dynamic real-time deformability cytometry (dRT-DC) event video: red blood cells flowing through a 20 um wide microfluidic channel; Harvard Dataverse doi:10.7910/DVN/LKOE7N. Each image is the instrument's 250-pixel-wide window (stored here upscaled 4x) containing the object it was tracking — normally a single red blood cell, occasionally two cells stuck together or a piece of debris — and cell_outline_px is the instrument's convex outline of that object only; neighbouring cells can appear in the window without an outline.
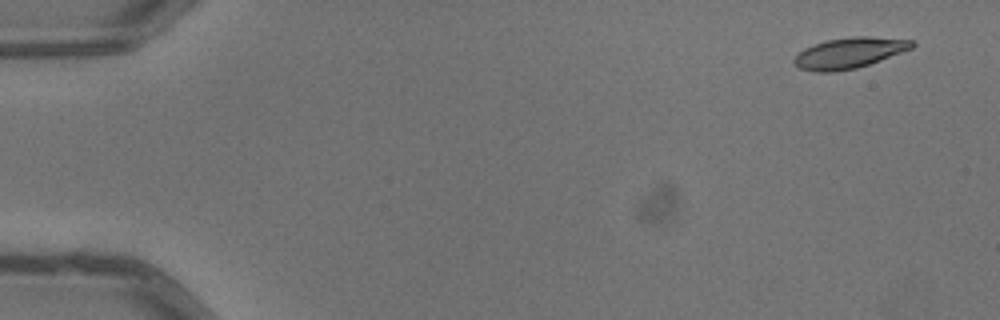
{"species": "common noctule bat (a hibernating species)", "species_latin": "Nyctalus noctula", "temperature_condition": "warm", "stored_images_in_passage": 6, "camera_frame_rate_fps": 3000, "um_per_image_px": 0.085, "animal": {"sex": "male", "body_mass_g": 13.3}, "frame": {"image": 1, "passage_image": 1, "time_ms": 0.0, "image_size_px": [1000, 320], "cell_outline_px": [[916, 44], [912, 48], [880, 60], [856, 68], [832, 72], [816, 72], [800, 68], [792, 60], [804, 48], [812, 44], [828, 40], [852, 36], [868, 36], [912, 40]], "centroid_in_image_um": [72.18, 4.49], "position_along_channel_um": 12.8, "area_um2": 20.92}}
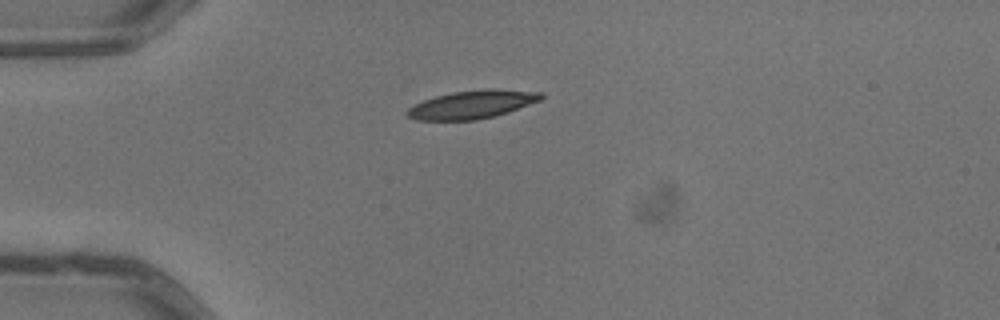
{"frame": {"image": 2, "passage_image": 4, "time_ms": 1.0, "image_size_px": [1000, 320], "cell_outline_px": [[544, 96], [540, 100], [508, 112], [496, 116], [476, 120], [416, 120], [408, 116], [404, 112], [408, 108], [424, 100], [436, 96], [452, 92], [488, 88], [492, 88], [544, 92]], "centroid_in_image_um": [40.15, 8.87], "position_along_channel_um": 44.8, "area_um2": 22.08}}
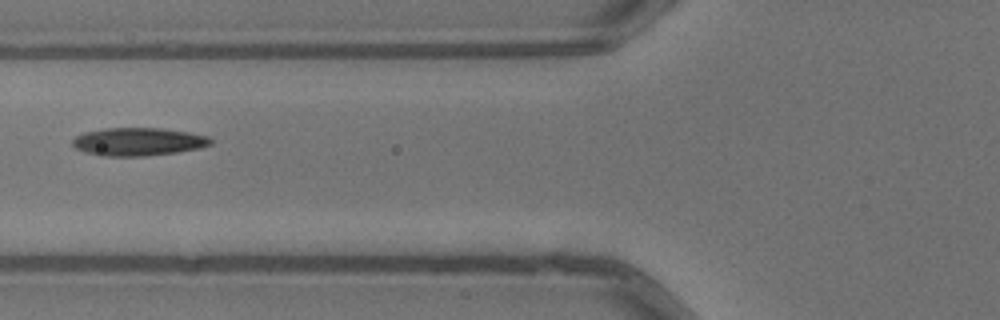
{"frame": {"image": 3, "passage_image": 6, "time_ms": 1.667, "image_size_px": [1000, 320], "cell_outline_px": [[212, 144], [200, 148], [176, 152], [144, 156], [100, 156], [84, 152], [76, 148], [72, 144], [72, 140], [76, 136], [84, 132], [104, 128], [160, 128], [188, 132], [208, 136], [212, 140]], "centroid_in_image_um": [11.73, 12.04], "position_along_channel_um": 114.1, "area_um2": 22.6}}